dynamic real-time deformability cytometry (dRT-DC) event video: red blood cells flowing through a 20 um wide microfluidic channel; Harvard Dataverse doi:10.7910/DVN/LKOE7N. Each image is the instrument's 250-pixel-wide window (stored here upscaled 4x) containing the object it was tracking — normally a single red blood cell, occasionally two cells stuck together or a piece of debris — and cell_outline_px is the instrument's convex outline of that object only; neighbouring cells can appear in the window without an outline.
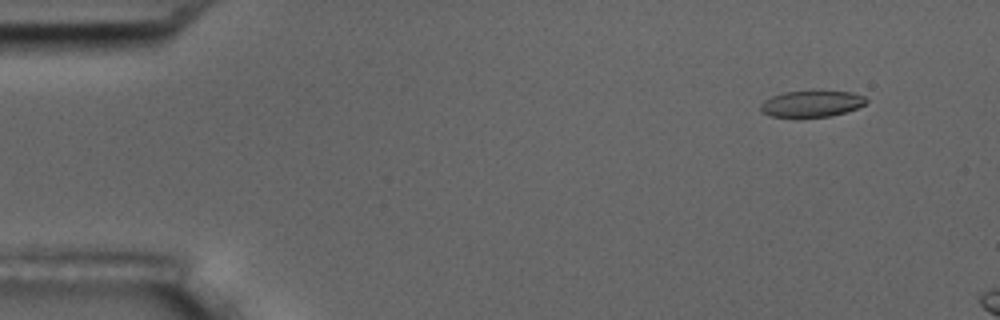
{"species": "common noctule bat (a hibernating species)", "species_latin": "Nyctalus noctula", "temperature_condition": "room temperature", "stored_images_in_passage": 7, "camera_frame_rate_fps": 3000, "um_per_image_px": 0.085, "animal": {"sex": "male", "body_mass_g": 17.5, "forearm_length_mm": 52.3}, "frame": {"image": 1, "passage_image": 1, "time_ms": 0.0, "image_size_px": [1000, 320], "cell_outline_px": [[868, 100], [864, 104], [856, 108], [832, 116], [772, 116], [760, 112], [760, 104], [764, 100], [772, 96], [784, 92], [812, 88], [852, 92], [864, 96]], "centroid_in_image_um": [68.99, 8.75], "position_along_channel_um": 16.0, "area_um2": 16.7}}